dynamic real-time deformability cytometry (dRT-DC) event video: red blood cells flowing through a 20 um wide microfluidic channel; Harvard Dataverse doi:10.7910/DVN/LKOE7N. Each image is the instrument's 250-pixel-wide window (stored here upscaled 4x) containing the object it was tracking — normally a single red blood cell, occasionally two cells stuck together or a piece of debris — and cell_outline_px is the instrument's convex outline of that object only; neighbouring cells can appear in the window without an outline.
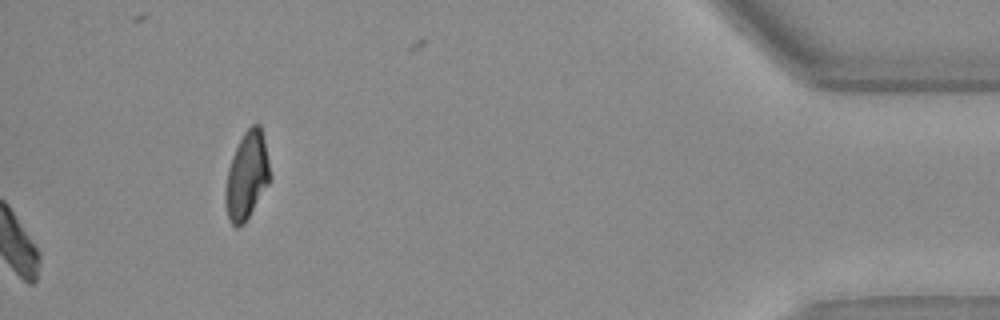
{"species": "Egyptian fruit bat (a non-hibernating species)", "species_latin": "Rousettus aegyptiacus", "temperature_condition": "warm", "stored_images_in_passage": 37, "camera_frame_rate_fps": 3000, "um_per_image_px": 0.085, "animal": {"sex": "female"}, "frame": {"image": 1, "passage_image": 37, "time_ms": 12.0, "image_size_px": [1000, 320], "cell_outline_px": [[272, 176], [268, 184], [244, 224], [232, 224], [228, 220], [224, 204], [224, 192], [228, 168], [232, 156], [244, 132], [252, 124], [260, 124], [264, 140]], "centroid_in_image_um": [20.97, 14.93], "position_along_channel_um": 414.2, "area_um2": 22.66}, "authors_computed_cell_mechanics": {"area_um2": 20.0566, "velocity_mm_per_s": 4.1137, "shape_relaxation_time_tau1_ms": 5.8966, "shape_relaxation_time_tau2_ms": 2.223, "deformation_change_tau1": 0.1752, "deformation_change_tau2": 0.0734}}